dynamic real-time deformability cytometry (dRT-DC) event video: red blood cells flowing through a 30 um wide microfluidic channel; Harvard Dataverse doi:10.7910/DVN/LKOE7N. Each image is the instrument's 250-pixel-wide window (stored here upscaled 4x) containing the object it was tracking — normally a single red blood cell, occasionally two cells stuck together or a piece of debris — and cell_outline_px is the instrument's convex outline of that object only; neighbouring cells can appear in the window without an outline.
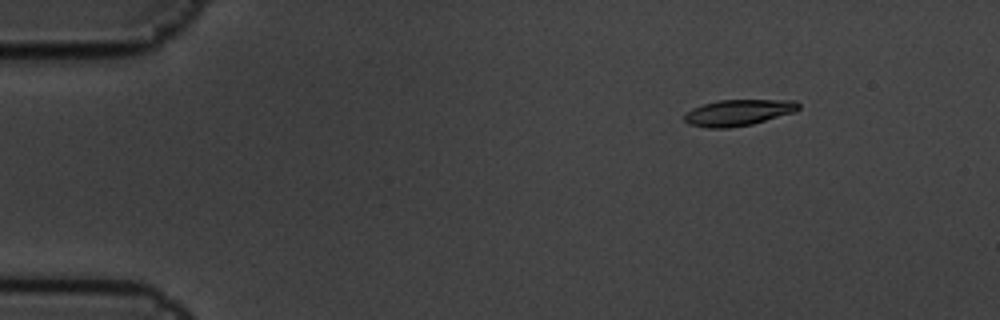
{"species": "common noctule bat (a hibernating species)", "species_latin": "Nyctalus noctula", "temperature_condition": "cold", "stored_images_in_passage": 5, "camera_frame_rate_fps": 3000, "um_per_image_px": 0.085, "animal": {"sex": "male", "body_mass_g": 19.5, "forearm_length_mm": 54.6}, "frame": {"image": 1, "passage_image": 2, "time_ms": 0.333, "image_size_px": [1000, 320], "cell_outline_px": [[800, 108], [796, 112], [752, 124], [728, 128], [708, 128], [688, 124], [684, 120], [684, 116], [692, 108], [704, 104], [720, 100], [796, 100], [800, 104]], "centroid_in_image_um": [62.79, 9.57], "position_along_channel_um": 22.2, "area_um2": 17.46}}
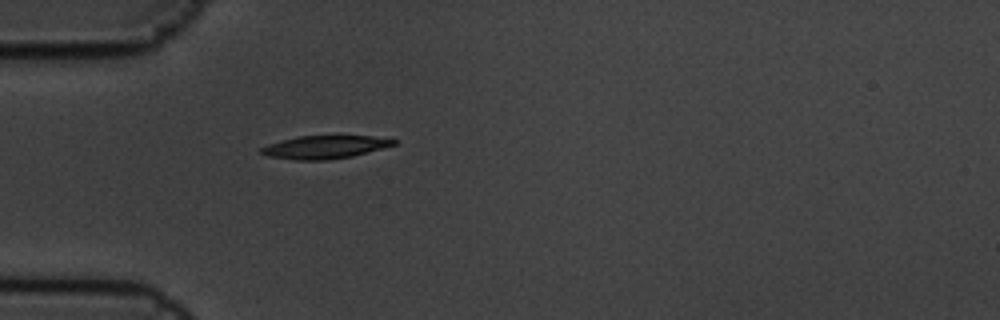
{"frame": {"image": 2, "passage_image": 5, "time_ms": 1.333, "image_size_px": [1000, 320], "cell_outline_px": [[396, 144], [352, 156], [328, 160], [296, 160], [268, 156], [260, 152], [260, 148], [268, 144], [296, 136], [372, 136], [396, 140]], "centroid_in_image_um": [27.56, 12.5], "position_along_channel_um": 57.4, "area_um2": 17.57}}